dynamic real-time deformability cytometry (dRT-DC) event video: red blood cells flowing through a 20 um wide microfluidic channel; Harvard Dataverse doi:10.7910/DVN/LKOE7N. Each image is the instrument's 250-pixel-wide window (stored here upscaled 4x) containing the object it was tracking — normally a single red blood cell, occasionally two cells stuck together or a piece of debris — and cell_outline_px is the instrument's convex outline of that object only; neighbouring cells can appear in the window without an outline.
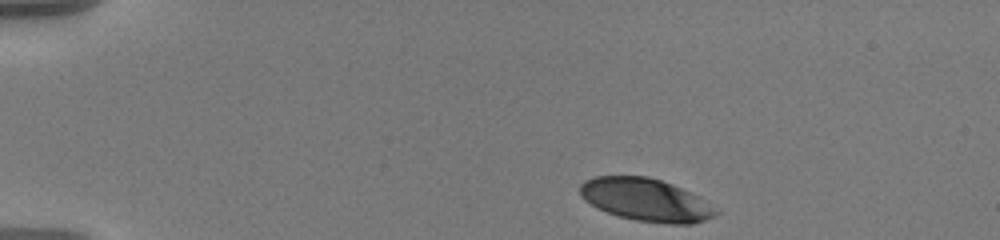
{"species": "human", "species_latin": "Homo sapiens", "temperature_condition": "warm", "stored_images_in_passage": 43, "camera_frame_rate_fps": 3000, "um_per_image_px": 0.085, "donor": {"sex": "male"}, "frame": {"image": 1, "passage_image": 1, "time_ms": 0.0, "image_size_px": [1000, 240], "cell_outline_px": [[720, 212], [716, 216], [692, 224], [668, 224], [636, 220], [620, 216], [596, 208], [584, 200], [580, 196], [580, 184], [584, 180], [596, 176], [648, 176], [672, 184], [696, 196]], "centroid_in_image_um": [54.85, 16.99], "position_along_channel_um": 30.1, "area_um2": 33.52}}
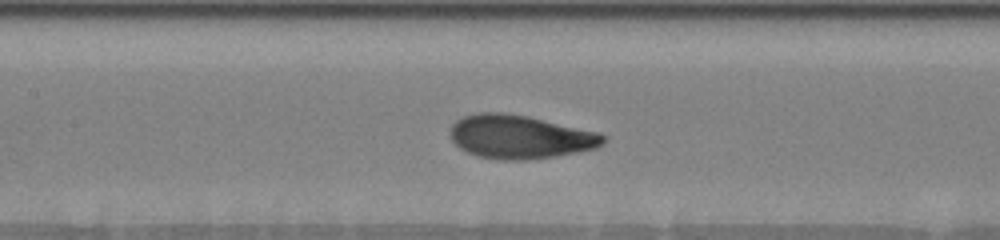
{"frame": {"image": 2, "passage_image": 19, "time_ms": 6.0, "image_size_px": [1000, 240], "cell_outline_px": [[604, 144], [596, 148], [556, 156], [528, 160], [504, 160], [476, 156], [460, 148], [452, 140], [452, 124], [456, 120], [464, 116], [476, 112], [500, 112], [528, 116], [596, 132], [604, 136]], "centroid_in_image_um": [44.17, 11.63], "position_along_channel_um": 163.2, "area_um2": 38.55}}
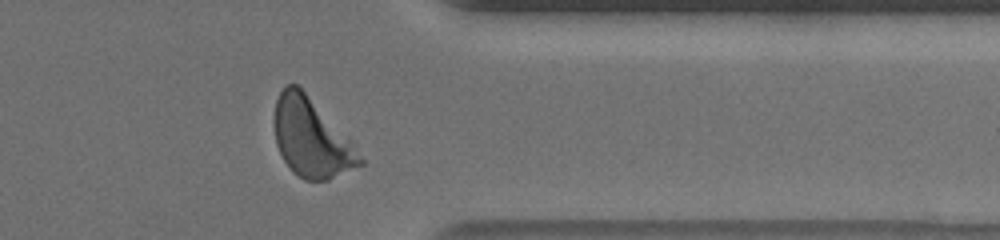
{"frame": {"image": 3, "passage_image": 38, "time_ms": 12.333, "image_size_px": [1000, 240], "cell_outline_px": [[364, 164], [328, 180], [304, 180], [292, 172], [284, 160], [276, 144], [272, 120], [276, 100], [280, 92], [288, 84], [296, 84], [352, 140], [364, 160]], "centroid_in_image_um": [26.46, 11.75], "position_along_channel_um": 384.9, "area_um2": 39.19}, "authors_computed_cell_mechanics": {"area_um2": 38.0324, "velocity_mm_per_s": 3.5764, "shape_relaxation_time_tau1_ms": 3.3053, "shape_relaxation_time_tau2_ms": null, "deformation_change_tau1": 0.1776, "deformation_change_tau2": null}}